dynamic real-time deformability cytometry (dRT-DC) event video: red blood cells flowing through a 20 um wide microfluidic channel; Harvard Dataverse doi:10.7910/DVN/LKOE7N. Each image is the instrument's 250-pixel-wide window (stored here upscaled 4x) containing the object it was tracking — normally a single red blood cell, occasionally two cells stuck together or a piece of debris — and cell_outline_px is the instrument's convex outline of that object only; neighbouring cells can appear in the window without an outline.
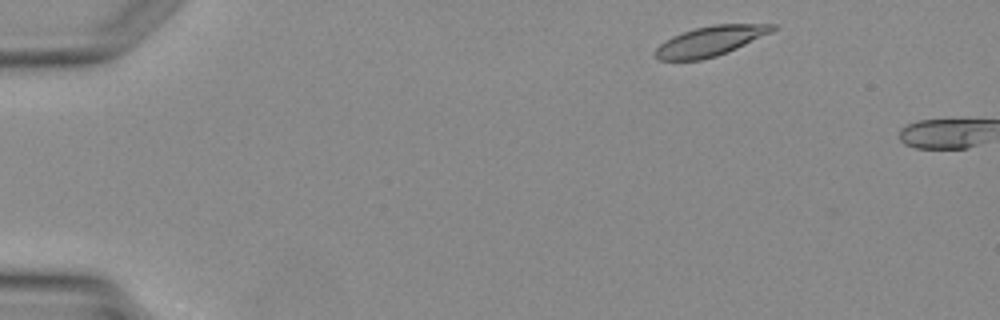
{"species": "Egyptian fruit bat (a non-hibernating species)", "species_latin": "Rousettus aegyptiacus", "temperature_condition": "warm", "stored_images_in_passage": 2, "camera_frame_rate_fps": 3000, "um_per_image_px": 0.085, "animal": {"sex": "female"}, "frame": {"image": 1, "passage_image": 1, "time_ms": 0.0, "image_size_px": [1000, 320], "cell_outline_px": [[776, 28], [772, 32], [736, 48], [716, 56], [700, 60], [660, 60], [652, 52], [664, 40], [672, 36], [696, 28], [712, 24], [776, 24]], "centroid_in_image_um": [60.35, 3.49], "position_along_channel_um": 24.7, "area_um2": 20.23}}